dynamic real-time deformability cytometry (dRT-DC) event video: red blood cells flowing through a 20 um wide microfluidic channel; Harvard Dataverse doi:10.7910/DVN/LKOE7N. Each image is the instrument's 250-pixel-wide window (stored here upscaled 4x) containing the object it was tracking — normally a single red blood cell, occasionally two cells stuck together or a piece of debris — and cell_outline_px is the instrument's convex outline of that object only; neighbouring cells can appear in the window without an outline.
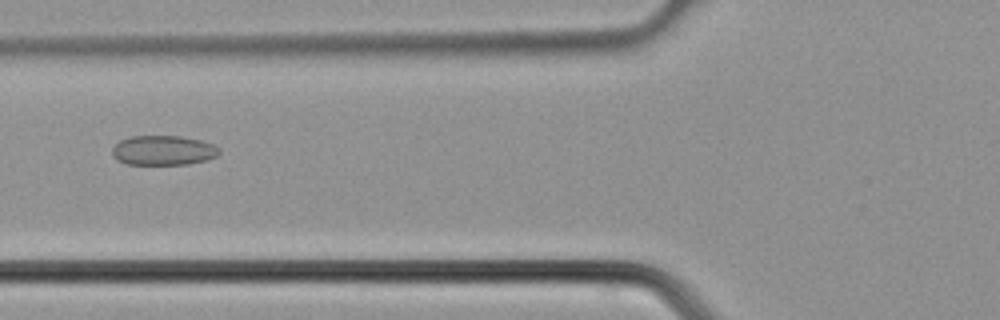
{"species": "common noctule bat (a hibernating species)", "species_latin": "Nyctalus noctula", "temperature_condition": "cold", "stored_images_in_passage": 26, "camera_frame_rate_fps": 3000, "um_per_image_px": 0.085, "animal": {"sex": "male", "body_mass_g": 21.5, "forearm_length_mm": 52.0}, "frame": {"image": 1, "passage_image": 6, "time_ms": 1.667, "image_size_px": [1000, 320], "cell_outline_px": [[220, 152], [216, 156], [204, 160], [188, 164], [128, 164], [116, 160], [112, 156], [112, 148], [120, 140], [132, 136], [180, 136], [200, 140], [212, 144], [220, 148]], "centroid_in_image_um": [13.85, 12.78], "position_along_channel_um": 111.9, "area_um2": 18.44}}
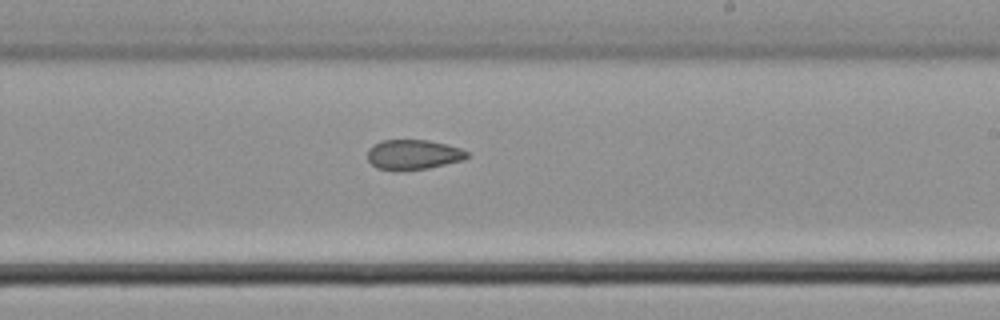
{"frame": {"image": 2, "passage_image": 14, "time_ms": 4.333, "image_size_px": [1000, 320], "cell_outline_px": [[468, 156], [464, 160], [428, 168], [376, 168], [368, 160], [368, 148], [372, 144], [380, 140], [428, 140], [448, 144], [460, 148], [468, 152]], "centroid_in_image_um": [35.14, 13.09], "position_along_channel_um": 253.9, "area_um2": 16.99}}
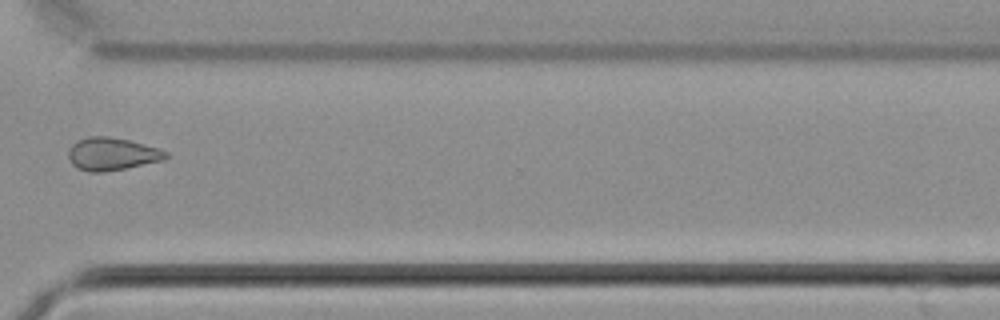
{"frame": {"image": 3, "passage_image": 20, "time_ms": 6.333, "image_size_px": [1000, 320], "cell_outline_px": [[168, 156], [160, 160], [124, 168], [104, 172], [88, 172], [76, 168], [72, 164], [68, 156], [68, 152], [72, 144], [76, 140], [88, 136], [108, 136], [128, 140], [160, 148], [168, 152]], "centroid_in_image_um": [9.47, 13.08], "position_along_channel_um": 361.1, "area_um2": 18.5}}